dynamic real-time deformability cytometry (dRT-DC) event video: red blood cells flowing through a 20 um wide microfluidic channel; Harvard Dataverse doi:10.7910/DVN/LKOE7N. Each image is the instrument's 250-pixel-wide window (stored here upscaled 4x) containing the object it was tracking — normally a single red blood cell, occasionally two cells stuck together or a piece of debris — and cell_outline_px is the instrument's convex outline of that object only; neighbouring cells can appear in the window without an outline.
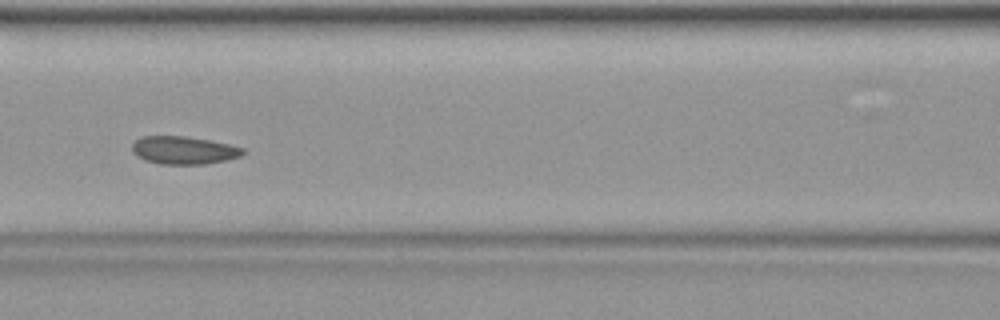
{"species": "common noctule bat (a hibernating species)", "species_latin": "Nyctalus noctula", "temperature_condition": "warm", "stored_images_in_passage": 43, "camera_frame_rate_fps": 3000, "um_per_image_px": 0.085, "animal": {"sex": "female", "body_mass_g": 19.9}, "frame": {"image": 1, "passage_image": 19, "time_ms": 6.0, "image_size_px": [1000, 320], "cell_outline_px": [[244, 152], [240, 156], [228, 160], [204, 164], [160, 164], [144, 160], [136, 156], [132, 152], [132, 144], [140, 136], [184, 136], [208, 140], [228, 144], [244, 148]], "centroid_in_image_um": [15.58, 12.77], "position_along_channel_um": 151.0, "area_um2": 18.03}}